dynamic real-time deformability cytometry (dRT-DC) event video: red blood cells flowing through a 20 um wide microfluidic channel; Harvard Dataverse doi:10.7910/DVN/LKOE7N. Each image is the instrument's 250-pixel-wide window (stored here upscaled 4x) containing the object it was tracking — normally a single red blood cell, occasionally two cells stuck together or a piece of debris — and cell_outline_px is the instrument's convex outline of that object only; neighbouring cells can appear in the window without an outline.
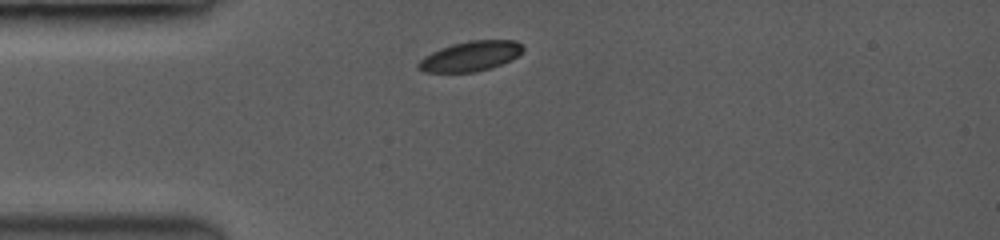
{"species": "common noctule bat (a hibernating species)", "species_latin": "Nyctalus noctula", "temperature_condition": "room temperature", "stored_images_in_passage": 1, "camera_frame_rate_fps": 3500, "um_per_image_px": 0.085, "animal": {"sex": "female", "body_mass_g": 19.0, "forearm_length_mm": 53.3}, "frame": {"image": 1, "passage_image": 1, "time_ms": 0.0, "image_size_px": [1000, 240], "cell_outline_px": [[524, 48], [516, 56], [500, 64], [488, 68], [472, 72], [424, 72], [416, 64], [424, 56], [440, 48], [452, 44], [472, 40], [516, 40]], "centroid_in_image_um": [39.95, 4.76], "position_along_channel_um": 45.0, "area_um2": 17.86}}